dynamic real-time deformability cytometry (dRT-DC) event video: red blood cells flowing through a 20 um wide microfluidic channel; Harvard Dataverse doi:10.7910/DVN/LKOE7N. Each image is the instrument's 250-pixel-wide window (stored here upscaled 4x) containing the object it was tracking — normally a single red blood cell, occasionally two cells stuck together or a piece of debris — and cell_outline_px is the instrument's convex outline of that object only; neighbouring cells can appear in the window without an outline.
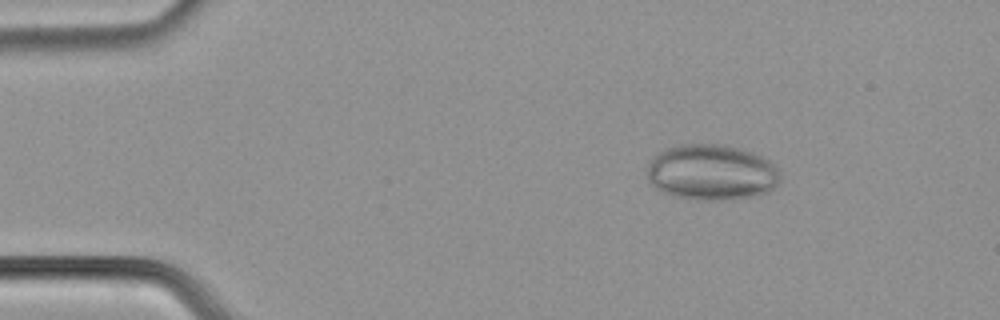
{"species": "common noctule bat (a hibernating species)", "species_latin": "Nyctalus noctula", "temperature_condition": "cold", "stored_images_in_passage": 48, "camera_frame_rate_fps": 3000, "um_per_image_px": 0.085, "animal": {"sex": "male", "body_mass_g": 21.5, "forearm_length_mm": 52.0}, "frame": {"image": 1, "passage_image": 2, "time_ms": 0.333, "image_size_px": [1000, 320], "cell_outline_px": [[780, 180], [776, 188], [768, 192], [756, 196], [724, 200], [696, 200], [676, 196], [664, 192], [656, 188], [648, 180], [648, 164], [652, 156], [656, 152], [664, 148], [680, 144], [724, 144], [740, 148], [752, 152], [776, 164], [780, 172]], "centroid_in_image_um": [60.5, 14.64], "position_along_channel_um": 24.5, "area_um2": 43.87}}
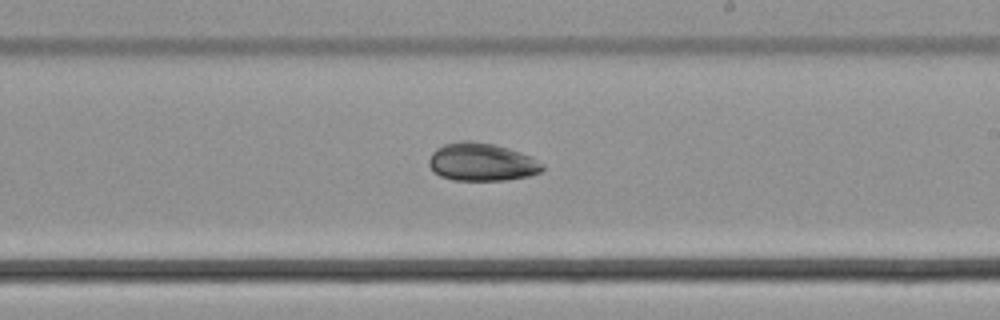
{"frame": {"image": 2, "passage_image": 26, "time_ms": 8.333, "image_size_px": [1000, 320], "cell_outline_px": [[544, 172], [528, 176], [508, 180], [452, 180], [440, 176], [432, 172], [428, 164], [428, 160], [432, 152], [436, 148], [444, 144], [460, 140], [468, 140], [492, 144], [508, 148], [532, 156], [544, 164]], "centroid_in_image_um": [40.94, 13.78], "position_along_channel_um": 248.1, "area_um2": 25.49}}
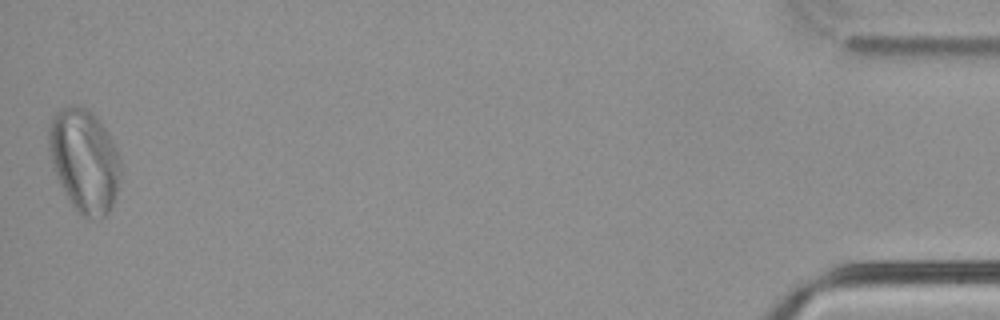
{"frame": {"image": 3, "passage_image": 48, "time_ms": 15.667, "image_size_px": [1000, 320], "cell_outline_px": [[120, 176], [116, 192], [112, 204], [108, 212], [104, 216], [88, 220], [72, 204], [60, 184], [52, 168], [48, 148], [48, 128], [52, 116], [60, 108], [72, 104], [80, 104], [88, 108], [100, 120], [108, 132], [120, 156]], "centroid_in_image_um": [7.15, 13.58], "position_along_channel_um": 428.1, "area_um2": 43.52}}